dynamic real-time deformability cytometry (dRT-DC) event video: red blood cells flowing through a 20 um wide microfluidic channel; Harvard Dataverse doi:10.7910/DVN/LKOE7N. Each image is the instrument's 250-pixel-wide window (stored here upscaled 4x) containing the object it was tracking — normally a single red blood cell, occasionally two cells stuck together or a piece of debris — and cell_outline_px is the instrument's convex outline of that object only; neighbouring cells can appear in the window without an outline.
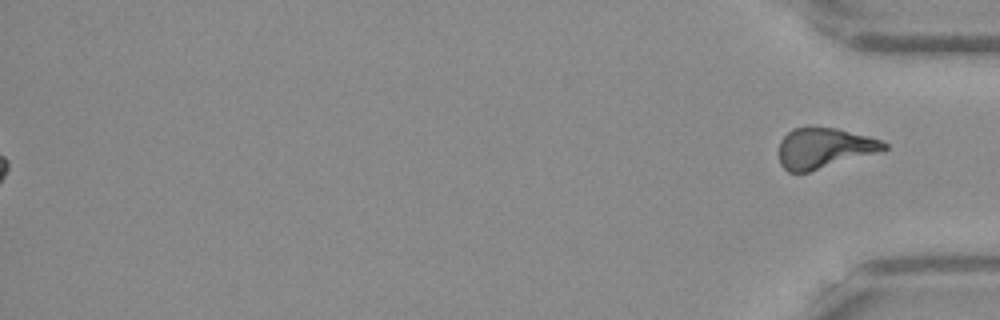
{"species": "Egyptian fruit bat (a non-hibernating species)", "species_latin": "Rousettus aegyptiacus", "temperature_condition": "warm", "stored_images_in_passage": 56, "segment_of_instrument_passage": [2, 2], "camera_frame_rate_fps": 3000, "um_per_image_px": 0.085, "frame": {"image": 1, "passage_image": 56, "time_ms": 18.333, "image_size_px": [1000, 320], "cell_outline_px": [[888, 148], [884, 152], [808, 172], [788, 172], [780, 164], [780, 140], [792, 128], [812, 124], [836, 128], [868, 136], [880, 140], [888, 144]], "centroid_in_image_um": [70.09, 12.56], "position_along_channel_um": 365.1, "area_um2": 25.49}}